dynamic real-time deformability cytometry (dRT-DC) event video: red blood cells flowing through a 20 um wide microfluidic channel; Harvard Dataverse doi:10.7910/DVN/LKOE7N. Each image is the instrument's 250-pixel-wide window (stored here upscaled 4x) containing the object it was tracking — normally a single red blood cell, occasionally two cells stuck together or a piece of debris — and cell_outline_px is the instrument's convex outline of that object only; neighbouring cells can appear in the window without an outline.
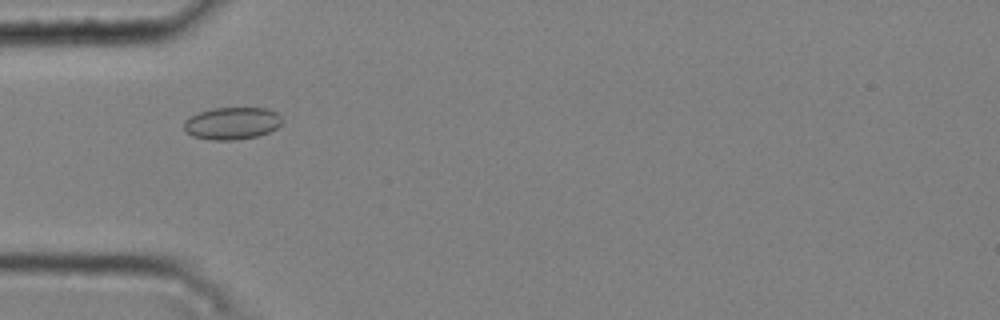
{"species": "common noctule bat (a hibernating species)", "species_latin": "Nyctalus noctula", "temperature_condition": "cold", "stored_images_in_passage": 45, "camera_frame_rate_fps": 3000, "um_per_image_px": 0.085, "animal": {"sex": "male", "body_mass_g": 20.4}, "frame": {"image": 1, "passage_image": 15, "time_ms": 4.667, "image_size_px": [1000, 320], "cell_outline_px": [[284, 120], [276, 128], [268, 132], [256, 136], [232, 140], [212, 140], [192, 136], [184, 128], [184, 120], [200, 112], [212, 108], [264, 108], [276, 112]], "centroid_in_image_um": [19.72, 10.48], "position_along_channel_um": 65.3, "area_um2": 18.26}}
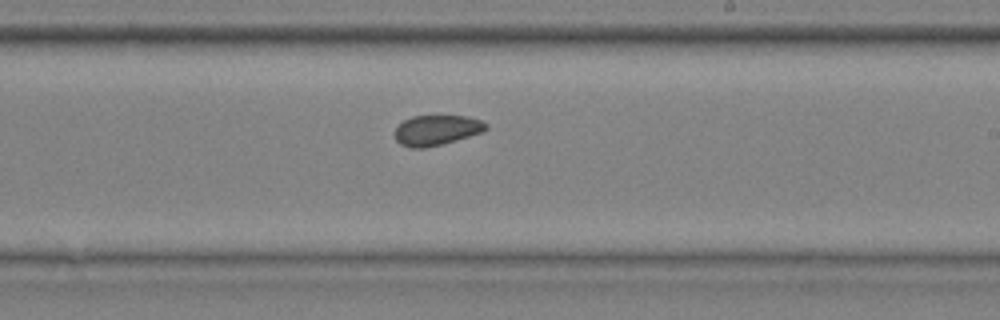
{"frame": {"image": 2, "passage_image": 30, "time_ms": 9.667, "image_size_px": [1000, 320], "cell_outline_px": [[488, 128], [484, 132], [444, 144], [424, 148], [412, 148], [400, 144], [396, 140], [396, 128], [404, 120], [412, 116], [468, 116], [480, 120], [488, 124]], "centroid_in_image_um": [37.15, 11.07], "position_along_channel_um": 251.8, "area_um2": 16.13}}
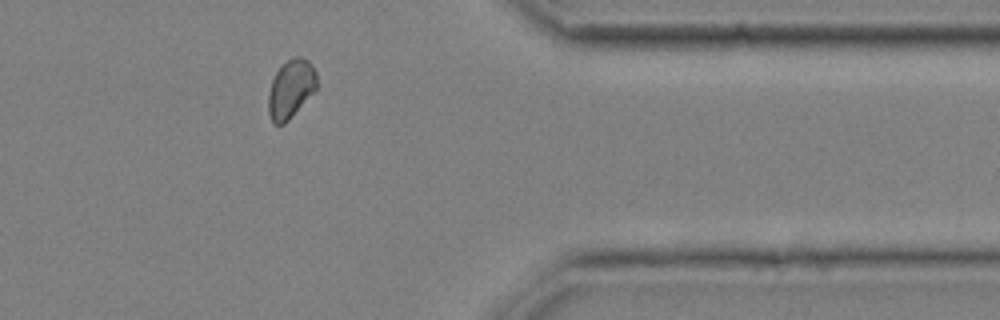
{"frame": {"image": 3, "passage_image": 42, "time_ms": 13.667, "image_size_px": [1000, 320], "cell_outline_px": [[316, 88], [288, 120], [284, 124], [272, 124], [268, 112], [268, 92], [272, 80], [276, 72], [288, 60], [296, 56], [300, 56], [308, 60], [316, 72]], "centroid_in_image_um": [24.69, 7.56], "position_along_channel_um": 386.7, "area_um2": 16.18}, "authors_computed_cell_mechanics": {"area_um2": 17.051, "velocity_mm_per_s": 3.7542, "shape_relaxation_time_tau1_ms": null, "shape_relaxation_time_tau2_ms": 2.991, "deformation_change_tau1": null, "deformation_change_tau2": 0.0613}}